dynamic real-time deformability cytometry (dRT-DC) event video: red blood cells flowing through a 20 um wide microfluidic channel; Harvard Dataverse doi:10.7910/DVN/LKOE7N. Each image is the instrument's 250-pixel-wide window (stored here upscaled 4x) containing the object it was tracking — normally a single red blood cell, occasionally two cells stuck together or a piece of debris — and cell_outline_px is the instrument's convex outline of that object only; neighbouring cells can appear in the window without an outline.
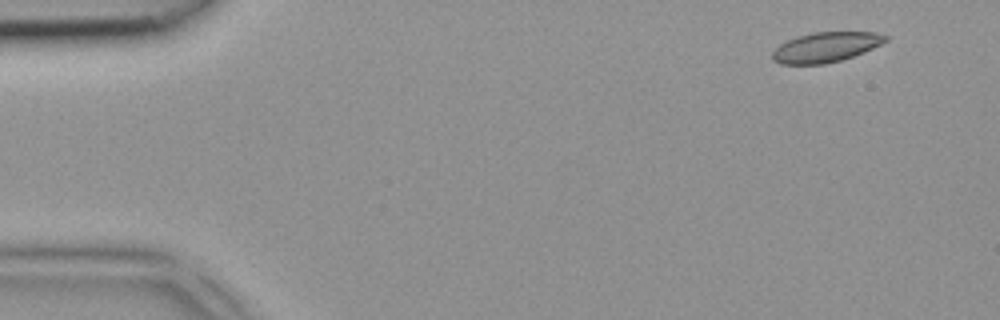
{"species": "common noctule bat (a hibernating species)", "species_latin": "Nyctalus noctula", "temperature_condition": "room temperature", "stored_images_in_passage": 5, "camera_frame_rate_fps": 3000, "um_per_image_px": 0.085, "animal": {"sex": "female", "body_mass_g": 18.4}, "frame": {"image": 1, "passage_image": 1, "time_ms": 0.0, "image_size_px": [1000, 320], "cell_outline_px": [[888, 40], [864, 52], [840, 60], [824, 64], [780, 64], [772, 60], [772, 52], [780, 44], [796, 36], [812, 32], [876, 32], [888, 36]], "centroid_in_image_um": [70.17, 4.0], "position_along_channel_um": 14.8, "area_um2": 19.71}}
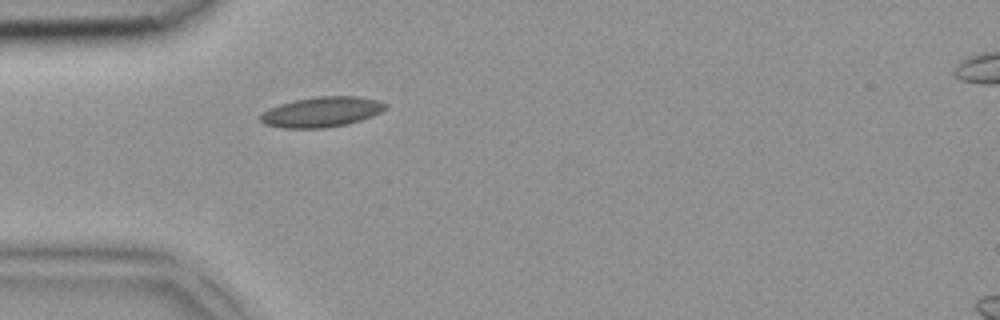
{"frame": {"image": 2, "passage_image": 4, "time_ms": 1.0, "image_size_px": [1000, 320], "cell_outline_px": [[388, 108], [372, 116], [348, 124], [324, 128], [284, 128], [264, 124], [260, 120], [260, 116], [268, 108], [280, 104], [296, 100], [320, 96], [356, 96], [380, 100], [388, 104]], "centroid_in_image_um": [27.38, 9.51], "position_along_channel_um": 57.6, "area_um2": 22.02}}